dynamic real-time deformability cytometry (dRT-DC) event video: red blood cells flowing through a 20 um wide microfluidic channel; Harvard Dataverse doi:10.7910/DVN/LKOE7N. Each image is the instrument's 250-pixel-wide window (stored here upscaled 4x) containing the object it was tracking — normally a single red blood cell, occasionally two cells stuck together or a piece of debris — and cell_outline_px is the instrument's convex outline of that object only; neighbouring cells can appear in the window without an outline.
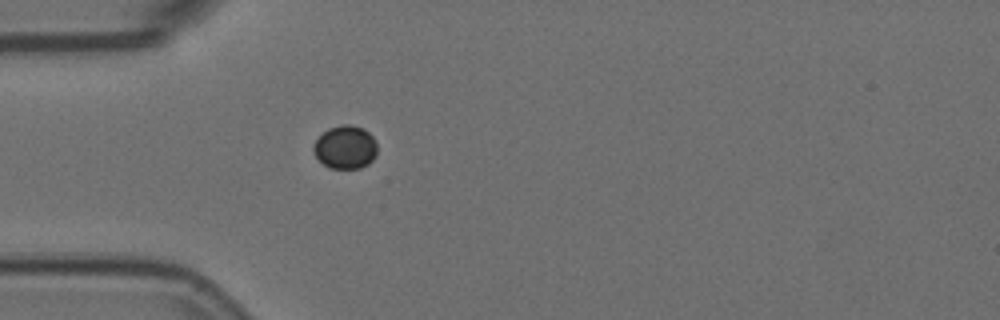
{"species": "Egyptian fruit bat (a non-hibernating species)", "species_latin": "Rousettus aegyptiacus", "temperature_condition": "room temperature", "stored_images_in_passage": 1, "camera_frame_rate_fps": 3000, "um_per_image_px": 0.085, "animal": {"sex": "female"}, "frame": {"image": 1, "passage_image": 1, "time_ms": 0.0, "image_size_px": [1000, 320], "cell_outline_px": [[376, 156], [368, 164], [360, 168], [328, 168], [316, 156], [312, 148], [316, 140], [328, 128], [340, 124], [352, 124], [364, 128], [372, 136], [376, 144]], "centroid_in_image_um": [29.36, 12.5], "position_along_channel_um": 55.6, "area_um2": 16.07}}